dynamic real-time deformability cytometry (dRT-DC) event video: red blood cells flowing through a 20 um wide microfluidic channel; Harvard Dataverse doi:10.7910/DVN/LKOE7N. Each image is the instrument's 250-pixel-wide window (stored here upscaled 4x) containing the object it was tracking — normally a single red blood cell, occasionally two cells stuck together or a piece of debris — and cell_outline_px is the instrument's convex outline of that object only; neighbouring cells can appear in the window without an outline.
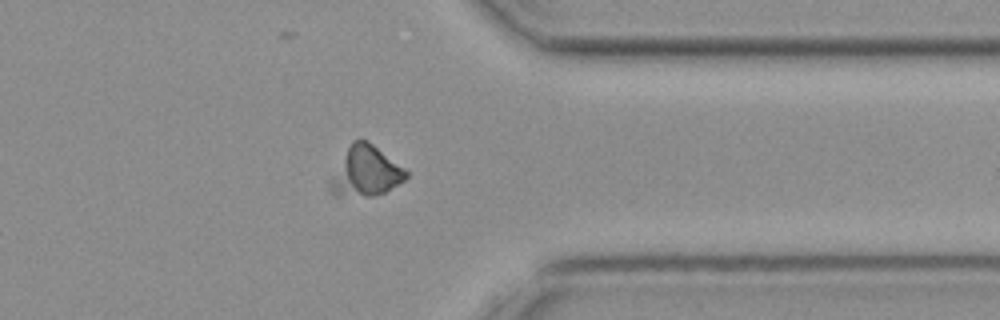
{"species": "common noctule bat (a hibernating species)", "species_latin": "Nyctalus noctula", "temperature_condition": "cold", "stored_images_in_passage": 33, "camera_frame_rate_fps": 3000, "um_per_image_px": 0.085, "animal": {"sex": "female", "body_mass_g": 19.3, "forearm_length_mm": 54.1}, "frame": {"image": 1, "passage_image": 22, "time_ms": 7.0, "image_size_px": [1000, 320], "cell_outline_px": [[408, 176], [404, 180], [384, 192], [376, 196], [332, 196], [328, 188], [328, 184], [352, 140], [368, 140], [404, 168], [408, 172]], "centroid_in_image_um": [31.06, 14.6], "position_along_channel_um": 380.3, "area_um2": 21.85}}